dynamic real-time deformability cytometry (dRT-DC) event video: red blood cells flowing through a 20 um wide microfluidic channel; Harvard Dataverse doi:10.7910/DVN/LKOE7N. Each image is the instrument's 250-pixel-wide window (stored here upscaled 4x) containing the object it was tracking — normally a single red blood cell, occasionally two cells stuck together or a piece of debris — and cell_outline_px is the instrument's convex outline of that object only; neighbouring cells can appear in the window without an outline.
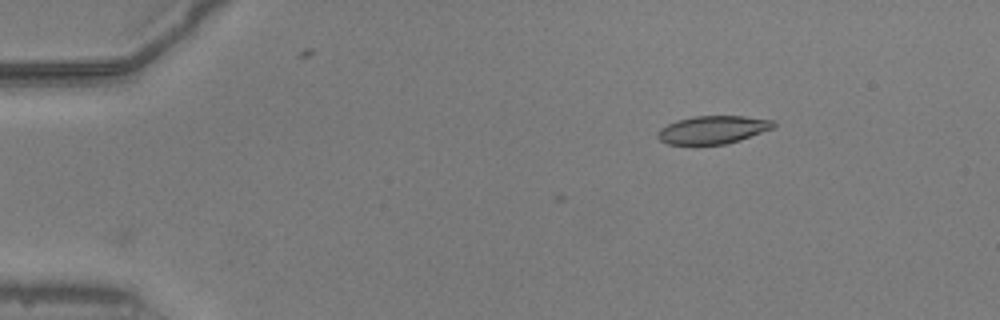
{"species": "common noctule bat (a hibernating species)", "species_latin": "Nyctalus noctula", "temperature_condition": "warm", "stored_images_in_passage": 3, "camera_frame_rate_fps": 3000, "um_per_image_px": 0.085, "animal": {"sex": "male", "body_mass_g": 20.5, "forearm_length_mm": 52.5}, "frame": {"image": 1, "passage_image": 1, "time_ms": 0.0, "image_size_px": [1000, 320], "cell_outline_px": [[776, 124], [772, 128], [740, 140], [724, 144], [692, 148], [668, 144], [660, 140], [656, 136], [656, 132], [660, 128], [668, 124], [680, 120], [696, 116], [744, 116], [776, 120]], "centroid_in_image_um": [60.53, 11.08], "position_along_channel_um": 24.5, "area_um2": 19.54}}